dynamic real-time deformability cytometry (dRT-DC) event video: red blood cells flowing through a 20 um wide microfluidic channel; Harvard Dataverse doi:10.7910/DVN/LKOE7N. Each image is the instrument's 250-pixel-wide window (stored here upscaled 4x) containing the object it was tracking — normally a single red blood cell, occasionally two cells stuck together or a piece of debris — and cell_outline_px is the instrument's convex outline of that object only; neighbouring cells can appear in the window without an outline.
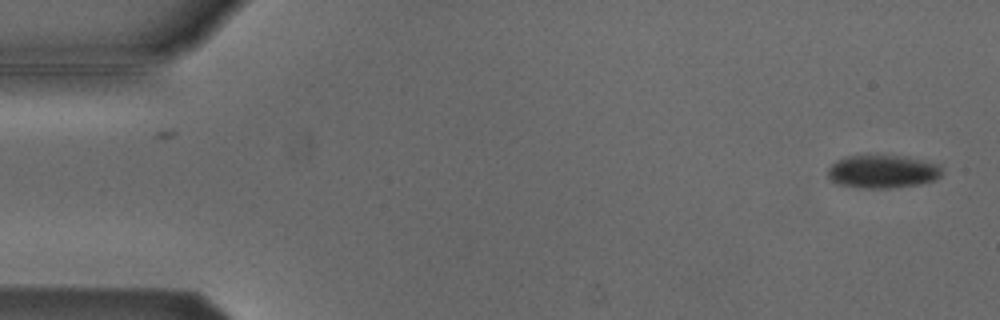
{"species": "Egyptian fruit bat (a non-hibernating species)", "species_latin": "Rousettus aegyptiacus", "temperature_condition": "cold", "stored_images_in_passage": 2, "camera_frame_rate_fps": 3000, "um_per_image_px": 0.085, "animal": {"sex": "male"}, "frame": {"image": 1, "passage_image": 2, "time_ms": 0.333, "image_size_px": [1000, 320], "cell_outline_px": [[940, 176], [932, 180], [920, 184], [892, 188], [856, 188], [836, 184], [828, 176], [828, 168], [832, 164], [848, 156], [896, 156], [920, 160], [940, 164]], "centroid_in_image_um": [74.98, 14.61], "position_along_channel_um": 10.0, "area_um2": 21.68}}